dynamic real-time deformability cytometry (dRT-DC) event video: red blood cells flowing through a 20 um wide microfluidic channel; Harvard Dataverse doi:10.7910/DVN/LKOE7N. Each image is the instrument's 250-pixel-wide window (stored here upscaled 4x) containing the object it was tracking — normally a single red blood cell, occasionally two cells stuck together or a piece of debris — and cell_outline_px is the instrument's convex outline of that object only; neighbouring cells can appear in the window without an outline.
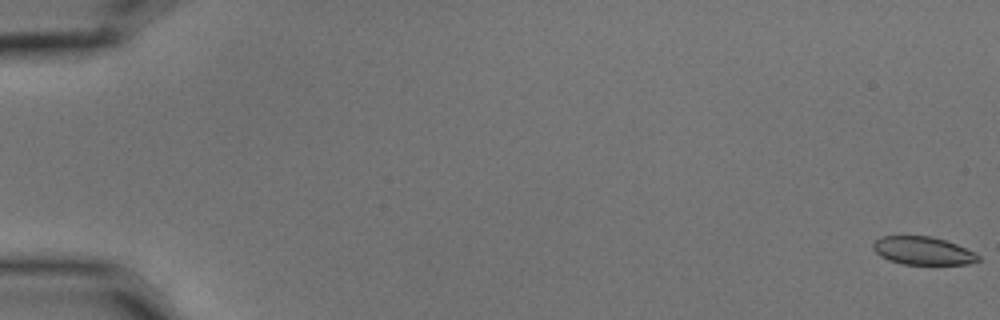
{"species": "common noctule bat (a hibernating species)", "species_latin": "Nyctalus noctula", "temperature_condition": "cold", "stored_images_in_passage": 58, "camera_frame_rate_fps": 3000, "um_per_image_px": 0.085, "animal": {"sex": "male", "body_mass_g": 15.6}, "frame": {"image": 1, "passage_image": 1, "time_ms": 0.0, "image_size_px": [1000, 320], "cell_outline_px": [[980, 260], [968, 264], [904, 264], [888, 260], [880, 256], [872, 248], [872, 244], [880, 236], [932, 236], [956, 244], [980, 256]], "centroid_in_image_um": [78.41, 21.31], "position_along_channel_um": 6.6, "area_um2": 17.05}}
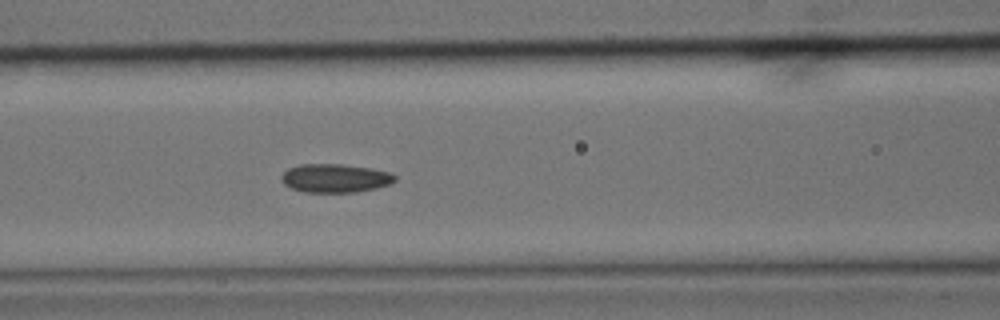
{"frame": {"image": 2, "passage_image": 26, "time_ms": 8.333, "image_size_px": [1000, 320], "cell_outline_px": [[396, 180], [388, 184], [376, 188], [356, 192], [304, 192], [292, 188], [284, 184], [280, 180], [280, 176], [288, 168], [300, 164], [340, 164], [368, 168], [388, 172], [396, 176]], "centroid_in_image_um": [28.44, 15.15], "position_along_channel_um": 138.2, "area_um2": 18.79}}
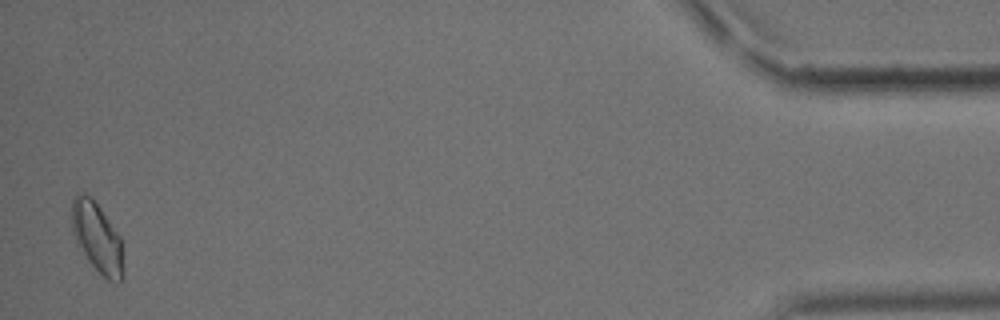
{"frame": {"image": 3, "passage_image": 57, "time_ms": 18.667, "image_size_px": [1000, 320], "cell_outline_px": [[120, 280], [108, 280], [88, 260], [76, 244], [72, 232], [72, 200], [76, 192], [84, 192], [92, 196], [120, 236]], "centroid_in_image_um": [8.16, 20.05], "position_along_channel_um": 427.0, "area_um2": 20.35}, "authors_computed_cell_mechanics": {"area_um2": 18.6116, "velocity_mm_per_s": 3.5658, "shape_relaxation_time_tau1_ms": 9.0233, "shape_relaxation_time_tau2_ms": 5.2985, "deformation_change_tau1": 0.1532, "deformation_change_tau2": 0.0972}}